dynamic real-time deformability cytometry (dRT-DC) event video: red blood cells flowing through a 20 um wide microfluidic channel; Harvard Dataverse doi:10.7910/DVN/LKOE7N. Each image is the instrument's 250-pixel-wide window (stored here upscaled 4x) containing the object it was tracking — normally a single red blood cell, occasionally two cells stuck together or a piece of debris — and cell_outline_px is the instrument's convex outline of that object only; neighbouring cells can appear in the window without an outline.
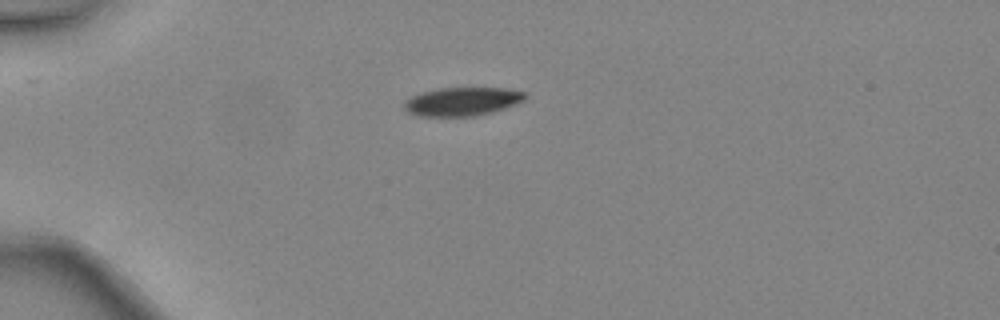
{"species": "common noctule bat (a hibernating species)", "species_latin": "Nyctalus noctula", "temperature_condition": "warm", "stored_images_in_passage": 6, "camera_frame_rate_fps": 3000, "um_per_image_px": 0.085, "animal": {"sex": "female", "body_mass_g": 24.6, "forearm_length_mm": 56.2}, "frame": {"image": 1, "passage_image": 1, "time_ms": 0.0, "image_size_px": [1000, 320], "cell_outline_px": [[528, 96], [524, 100], [516, 104], [492, 112], [476, 116], [416, 116], [408, 112], [404, 108], [404, 100], [408, 96], [420, 92], [440, 88], [504, 88], [524, 92]], "centroid_in_image_um": [39.24, 8.63], "position_along_channel_um": 45.8, "area_um2": 20.29}}